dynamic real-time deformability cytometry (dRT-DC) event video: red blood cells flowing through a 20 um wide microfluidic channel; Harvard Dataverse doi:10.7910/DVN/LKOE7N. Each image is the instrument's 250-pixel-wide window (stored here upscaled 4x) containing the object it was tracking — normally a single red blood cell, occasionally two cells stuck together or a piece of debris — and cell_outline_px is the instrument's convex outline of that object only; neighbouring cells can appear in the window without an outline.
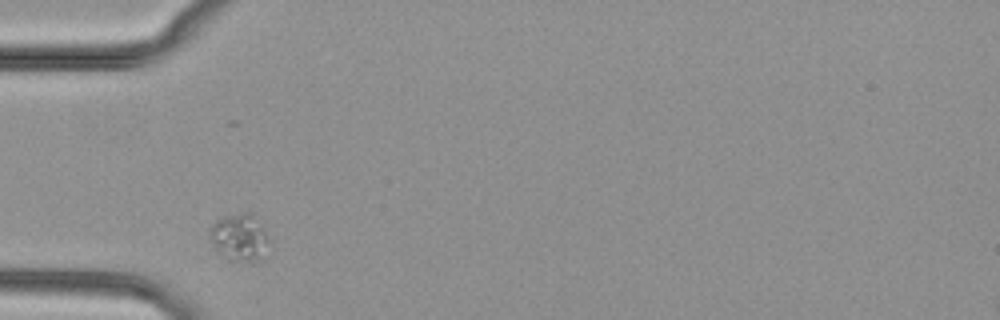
{"species": "common noctule bat (a hibernating species)", "species_latin": "Nyctalus noctula", "temperature_condition": "cold", "stored_images_in_passage": 1, "camera_frame_rate_fps": 3000, "um_per_image_px": 0.085, "animal": {"sex": "female", "body_mass_g": 29.2, "forearm_length_mm": 56.3}, "frame": {"image": 1, "passage_image": 1, "time_ms": 0.0, "image_size_px": [1000, 320], "cell_outline_px": [[268, 240], [264, 260], [228, 260], [212, 244], [208, 236], [208, 228], [220, 216], [240, 212], [252, 212], [264, 228], [268, 236]], "centroid_in_image_um": [20.34, 20.13], "position_along_channel_um": 64.7, "area_um2": 16.59}}